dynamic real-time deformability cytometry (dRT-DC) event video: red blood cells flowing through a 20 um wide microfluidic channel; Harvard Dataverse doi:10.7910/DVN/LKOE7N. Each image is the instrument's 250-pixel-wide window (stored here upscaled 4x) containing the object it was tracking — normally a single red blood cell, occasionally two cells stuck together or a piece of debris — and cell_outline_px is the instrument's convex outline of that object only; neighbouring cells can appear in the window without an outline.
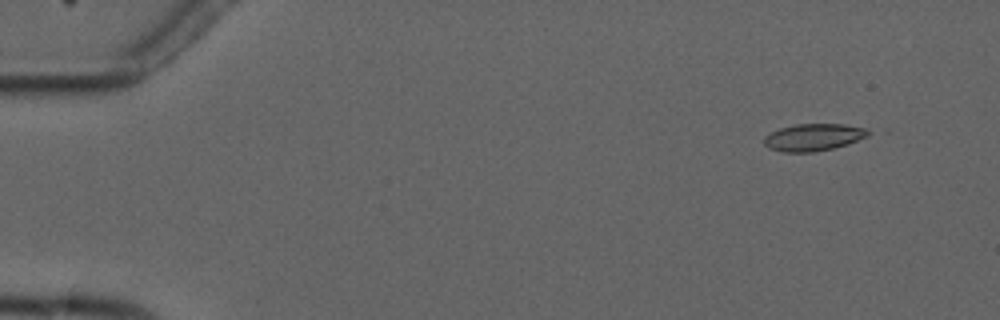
{"species": "common noctule bat (a hibernating species)", "species_latin": "Nyctalus noctula", "temperature_condition": "cold", "stored_images_in_passage": 6, "camera_frame_rate_fps": 3000, "um_per_image_px": 0.085, "animal": {"sex": "male", "forearm_length_mm": 52.5}, "frame": {"image": 1, "passage_image": 2, "time_ms": 1.0, "image_size_px": [1000, 320], "cell_outline_px": [[876, 132], [868, 136], [848, 144], [832, 148], [812, 152], [780, 152], [768, 148], [764, 144], [764, 136], [780, 128], [796, 124], [844, 124], [868, 128]], "centroid_in_image_um": [69.2, 11.66], "position_along_channel_um": 15.8, "area_um2": 16.7}}